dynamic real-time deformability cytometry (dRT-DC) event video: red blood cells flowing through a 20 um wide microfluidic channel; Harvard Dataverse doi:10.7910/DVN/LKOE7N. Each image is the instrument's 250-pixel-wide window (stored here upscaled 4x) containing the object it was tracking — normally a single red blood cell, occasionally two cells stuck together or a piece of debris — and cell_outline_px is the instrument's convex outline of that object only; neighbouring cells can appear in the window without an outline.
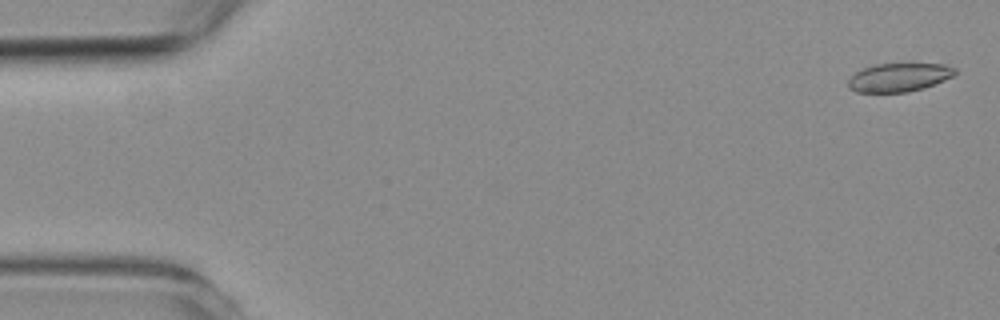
{"species": "common noctule bat (a hibernating species)", "species_latin": "Nyctalus noctula", "temperature_condition": "room temperature", "stored_images_in_passage": 55, "camera_frame_rate_fps": 3000, "um_per_image_px": 0.085, "animal": {"sex": "female", "body_mass_g": 19.3, "forearm_length_mm": 54.1}, "frame": {"image": 1, "passage_image": 2, "time_ms": 0.333, "image_size_px": [1000, 320], "cell_outline_px": [[956, 72], [952, 76], [944, 80], [924, 88], [908, 92], [856, 92], [848, 88], [848, 80], [860, 68], [876, 64], [944, 64], [956, 68]], "centroid_in_image_um": [76.39, 6.58], "position_along_channel_um": 8.6, "area_um2": 17.74}}
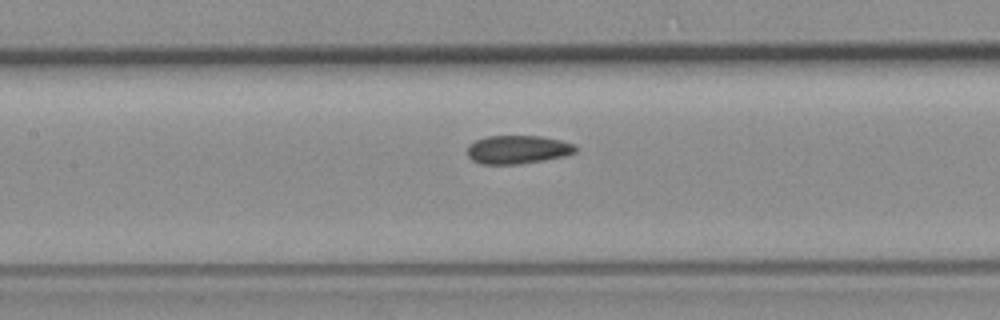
{"frame": {"image": 2, "passage_image": 25, "time_ms": 8.0, "image_size_px": [1000, 320], "cell_outline_px": [[576, 152], [564, 156], [544, 160], [520, 164], [480, 164], [472, 160], [468, 156], [468, 144], [476, 140], [488, 136], [540, 136], [560, 140], [572, 144], [576, 148]], "centroid_in_image_um": [43.97, 12.72], "position_along_channel_um": 163.4, "area_um2": 17.86}}
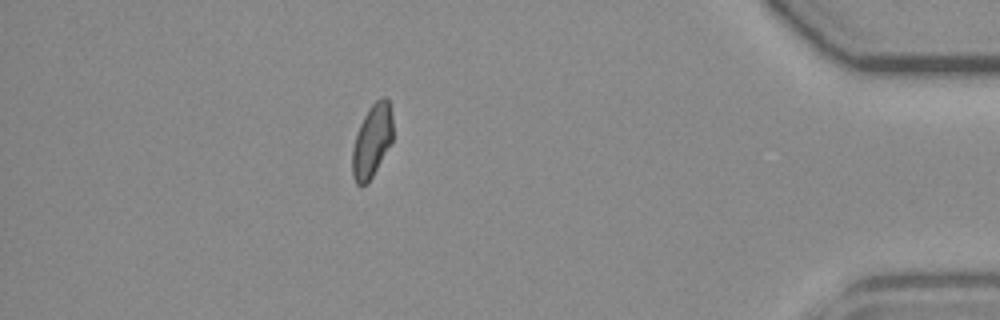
{"frame": {"image": 3, "passage_image": 48, "time_ms": 15.667, "image_size_px": [1000, 320], "cell_outline_px": [[392, 140], [368, 184], [356, 184], [352, 176], [352, 148], [360, 124], [368, 108], [380, 96], [384, 96], [388, 100], [392, 116]], "centroid_in_image_um": [31.6, 11.96], "position_along_channel_um": 403.6, "area_um2": 17.11}, "authors_computed_cell_mechanics": {"area_um2": 18.0914, "velocity_mm_per_s": 3.7898, "shape_relaxation_time_tau1_ms": 7.8216, "shape_relaxation_time_tau2_ms": 2.6003, "deformation_change_tau1": 0.1518, "deformation_change_tau2": 0.0853}}